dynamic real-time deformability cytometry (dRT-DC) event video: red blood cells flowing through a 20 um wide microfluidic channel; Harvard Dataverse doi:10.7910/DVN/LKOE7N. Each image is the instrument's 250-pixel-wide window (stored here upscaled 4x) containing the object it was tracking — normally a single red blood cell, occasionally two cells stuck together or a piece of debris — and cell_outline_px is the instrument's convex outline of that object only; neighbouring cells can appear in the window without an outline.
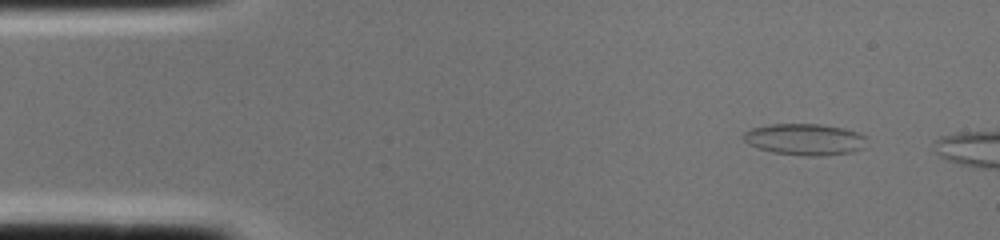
{"species": "common noctule bat (a hibernating species)", "species_latin": "Nyctalus noctula", "temperature_condition": "cold", "stored_images_in_passage": 3, "segment_of_instrument_passage": [1, 2], "camera_frame_rate_fps": 3000, "um_per_image_px": 0.085, "animal": {"sex": "female", "body_mass_g": 22.0, "forearm_length_mm": 56.7}, "frame": {"image": 1, "passage_image": 1, "time_ms": 0.0, "image_size_px": [1000, 240], "cell_outline_px": [[868, 136], [864, 148], [852, 152], [820, 156], [808, 156], [772, 152], [756, 148], [748, 144], [744, 140], [744, 132], [752, 128], [772, 124], [820, 124], [844, 128]], "centroid_in_image_um": [68.44, 11.85], "position_along_channel_um": 16.6, "area_um2": 22.72}}